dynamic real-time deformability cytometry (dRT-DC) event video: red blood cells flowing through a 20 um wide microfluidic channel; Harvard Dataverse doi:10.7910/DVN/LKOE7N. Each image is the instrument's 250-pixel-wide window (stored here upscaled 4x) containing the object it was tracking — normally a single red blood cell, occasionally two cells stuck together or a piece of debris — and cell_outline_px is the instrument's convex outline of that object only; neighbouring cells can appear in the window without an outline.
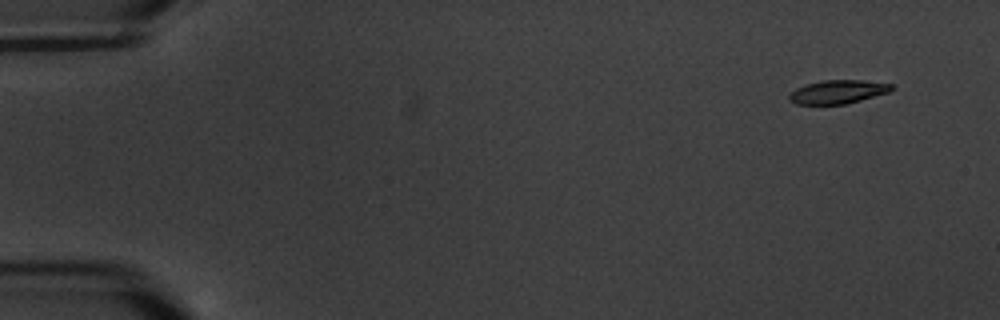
{"species": "common noctule bat (a hibernating species)", "species_latin": "Nyctalus noctula", "temperature_condition": "warm", "stored_images_in_passage": 5, "camera_frame_rate_fps": 3000, "um_per_image_px": 0.085, "animal": {"sex": "male", "body_mass_g": 20.1, "forearm_length_mm": 53.5}, "frame": {"image": 1, "passage_image": 1, "time_ms": 0.0, "image_size_px": [1000, 320], "cell_outline_px": [[892, 92], [848, 104], [796, 104], [788, 100], [788, 96], [796, 88], [808, 84], [824, 80], [864, 80], [892, 84]], "centroid_in_image_um": [71.26, 7.81], "position_along_channel_um": 13.7, "area_um2": 14.16}}
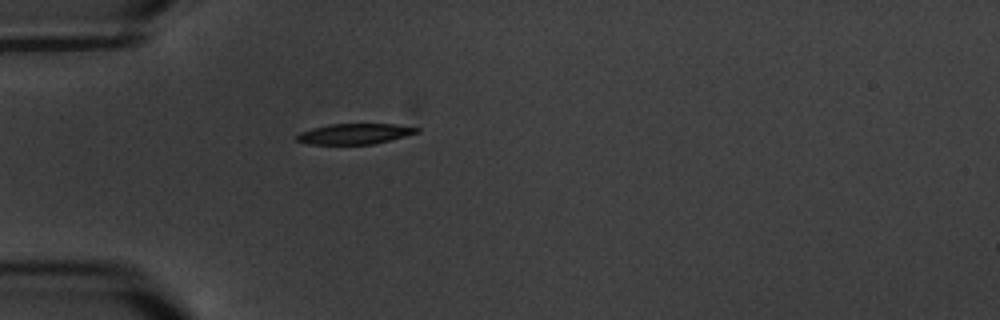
{"frame": {"image": 2, "passage_image": 5, "time_ms": 4.667, "image_size_px": [1000, 320], "cell_outline_px": [[420, 132], [372, 144], [308, 144], [296, 140], [296, 136], [300, 132], [312, 128], [328, 124], [396, 124], [420, 128]], "centroid_in_image_um": [30.13, 11.37], "position_along_channel_um": 54.9, "area_um2": 14.28}}